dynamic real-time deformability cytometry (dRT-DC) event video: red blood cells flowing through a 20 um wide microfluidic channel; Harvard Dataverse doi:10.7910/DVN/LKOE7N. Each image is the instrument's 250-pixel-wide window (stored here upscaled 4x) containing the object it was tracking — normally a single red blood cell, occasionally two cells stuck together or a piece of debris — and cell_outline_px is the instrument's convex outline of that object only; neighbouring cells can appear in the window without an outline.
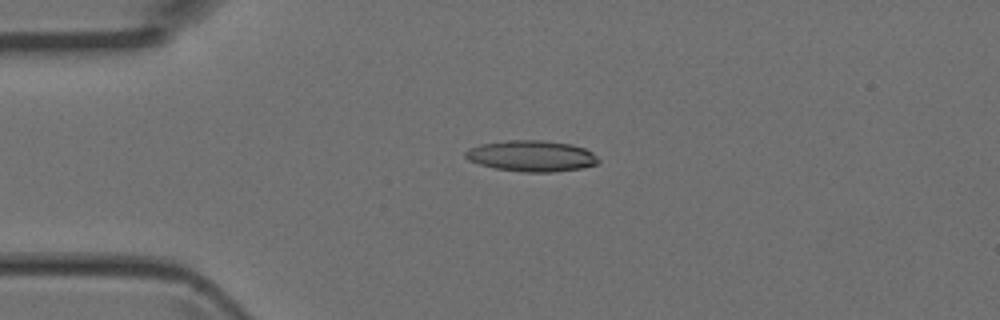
{"species": "Egyptian fruit bat (a non-hibernating species)", "species_latin": "Rousettus aegyptiacus", "temperature_condition": "room temperature", "stored_images_in_passage": 6, "camera_frame_rate_fps": 3000, "um_per_image_px": 0.085, "animal": {"sex": "female"}, "frame": {"image": 1, "passage_image": 4, "time_ms": 1.0, "image_size_px": [1000, 320], "cell_outline_px": [[600, 160], [596, 164], [580, 168], [552, 172], [524, 172], [496, 168], [480, 164], [468, 160], [464, 156], [464, 152], [468, 148], [480, 144], [504, 140], [540, 140], [572, 144], [584, 148], [592, 152]], "centroid_in_image_um": [45.15, 13.25], "position_along_channel_um": 39.9, "area_um2": 24.04}}
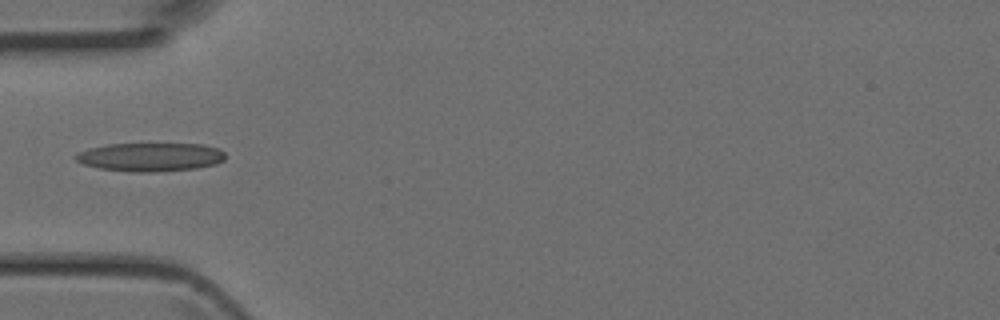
{"frame": {"image": 2, "passage_image": 5, "time_ms": 1.333, "image_size_px": [1000, 320], "cell_outline_px": [[224, 160], [216, 164], [196, 168], [156, 172], [128, 172], [100, 168], [84, 164], [76, 160], [72, 156], [76, 152], [88, 148], [108, 144], [204, 144], [220, 148], [224, 152]], "centroid_in_image_um": [12.76, 13.34], "position_along_channel_um": 72.2, "area_um2": 25.14}}
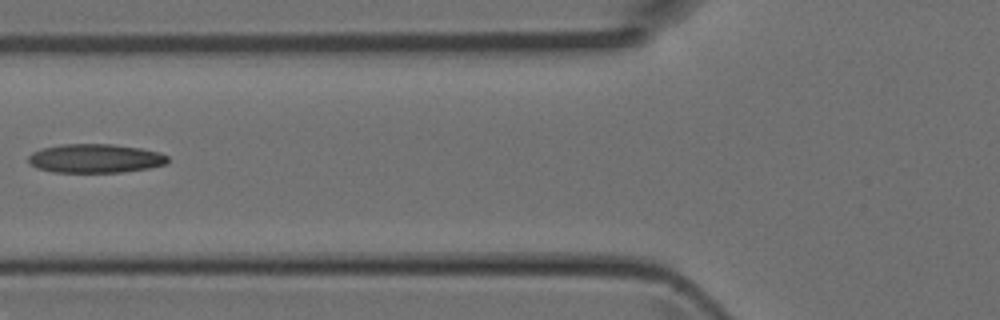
{"frame": {"image": 3, "passage_image": 6, "time_ms": 1.667, "image_size_px": [1000, 320], "cell_outline_px": [[168, 160], [164, 164], [148, 168], [120, 172], [52, 172], [36, 168], [28, 160], [28, 156], [32, 152], [40, 148], [60, 144], [112, 144], [140, 148], [160, 152], [168, 156]], "centroid_in_image_um": [8.06, 13.46], "position_along_channel_um": 117.7, "area_um2": 23.47}}